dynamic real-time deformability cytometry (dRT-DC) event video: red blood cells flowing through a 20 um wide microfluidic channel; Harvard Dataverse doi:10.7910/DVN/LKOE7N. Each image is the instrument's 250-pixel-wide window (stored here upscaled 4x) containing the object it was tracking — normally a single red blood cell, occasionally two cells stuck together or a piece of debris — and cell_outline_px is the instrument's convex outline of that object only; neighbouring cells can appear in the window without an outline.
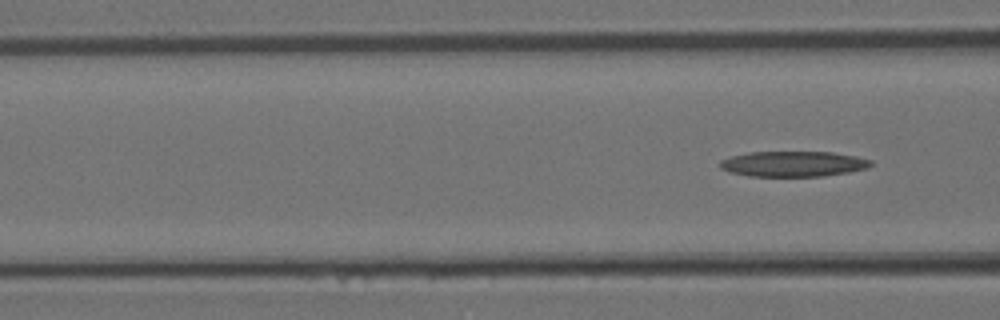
{"species": "Egyptian fruit bat (a non-hibernating species)", "species_latin": "Rousettus aegyptiacus", "temperature_condition": "room temperature", "stored_images_in_passage": 5, "segment_of_instrument_passage": [3, 3], "camera_frame_rate_fps": 3000, "um_per_image_px": 0.085, "animal": {"sex": "female"}, "frame": {"image": 1, "passage_image": 5, "time_ms": 1.333, "image_size_px": [1000, 320], "cell_outline_px": [[872, 164], [868, 168], [848, 172], [824, 176], [748, 176], [728, 172], [720, 168], [720, 160], [732, 156], [748, 152], [832, 152], [856, 156], [872, 160]], "centroid_in_image_um": [67.42, 13.93], "position_along_channel_um": 99.2, "area_um2": 22.43}}